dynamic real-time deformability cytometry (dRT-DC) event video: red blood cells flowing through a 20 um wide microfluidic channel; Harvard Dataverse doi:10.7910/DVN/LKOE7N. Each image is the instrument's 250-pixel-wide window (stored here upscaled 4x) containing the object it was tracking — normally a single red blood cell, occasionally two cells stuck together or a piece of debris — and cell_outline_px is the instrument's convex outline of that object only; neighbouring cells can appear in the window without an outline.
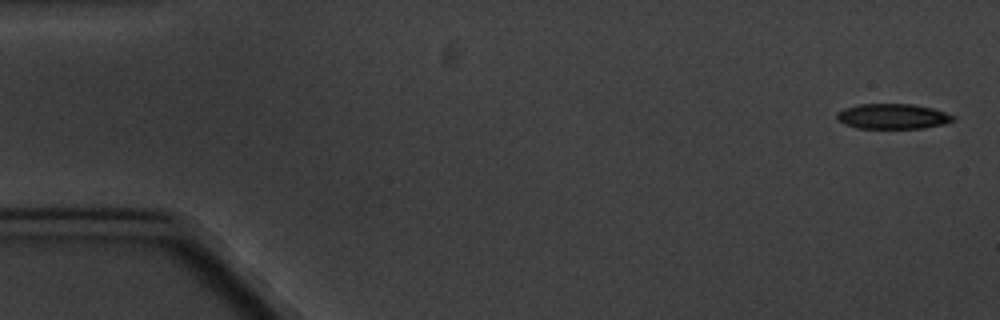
{"species": "common noctule bat (a hibernating species)", "species_latin": "Nyctalus noctula", "temperature_condition": "cold", "stored_images_in_passage": 5, "camera_frame_rate_fps": 3000, "um_per_image_px": 0.085, "animal": {"sex": "male", "body_mass_g": 20.1, "forearm_length_mm": 53.5}, "frame": {"image": 1, "passage_image": 1, "time_ms": 0.0, "image_size_px": [1000, 320], "cell_outline_px": [[956, 120], [944, 124], [924, 128], [856, 128], [844, 124], [836, 116], [836, 112], [844, 108], [860, 104], [912, 104], [932, 108], [956, 116]], "centroid_in_image_um": [75.9, 9.89], "position_along_channel_um": 9.1, "area_um2": 17.11}}
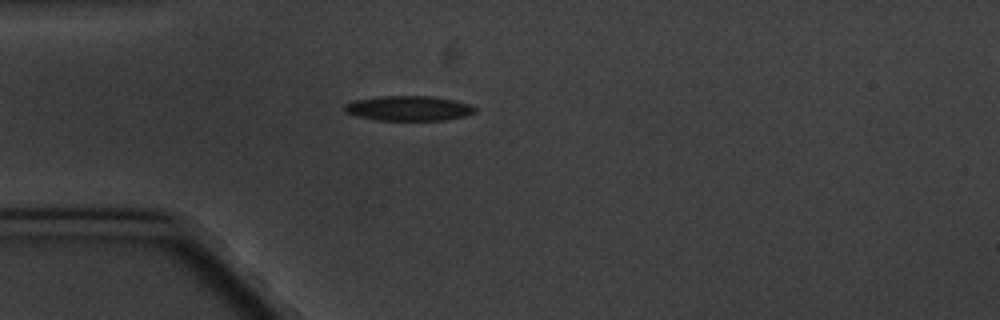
{"frame": {"image": 2, "passage_image": 5, "time_ms": 4.667, "image_size_px": [1000, 320], "cell_outline_px": [[476, 112], [464, 116], [444, 120], [376, 120], [356, 116], [348, 112], [344, 108], [344, 104], [356, 100], [380, 96], [432, 96], [456, 100], [472, 104], [476, 108]], "centroid_in_image_um": [34.78, 9.2], "position_along_channel_um": 50.2, "area_um2": 18.96}}